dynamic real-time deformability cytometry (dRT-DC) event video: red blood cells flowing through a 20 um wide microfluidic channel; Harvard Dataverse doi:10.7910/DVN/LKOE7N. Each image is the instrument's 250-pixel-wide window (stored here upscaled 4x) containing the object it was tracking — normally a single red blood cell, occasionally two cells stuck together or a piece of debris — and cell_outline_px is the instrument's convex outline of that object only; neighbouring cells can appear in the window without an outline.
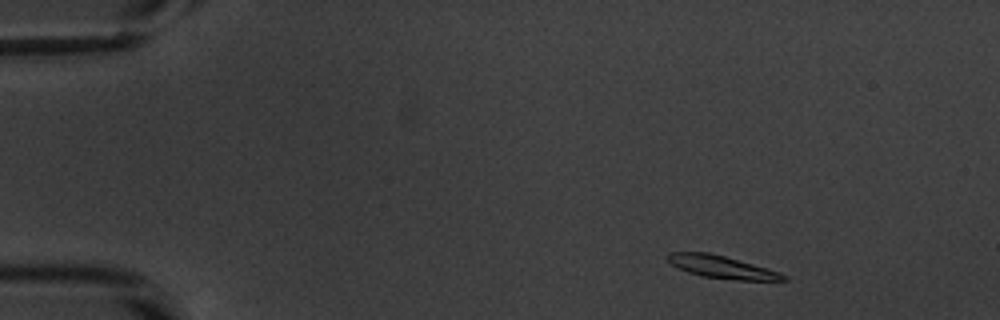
{"species": "common noctule bat (a hibernating species)", "species_latin": "Nyctalus noctula", "temperature_condition": "warm", "stored_images_in_passage": 49, "camera_frame_rate_fps": 3000, "um_per_image_px": 0.085, "animal": {"sex": "male", "body_mass_g": 20.1, "forearm_length_mm": 53.5}, "frame": {"image": 1, "passage_image": 3, "time_ms": 0.667, "image_size_px": [1000, 320], "cell_outline_px": [[788, 280], [736, 280], [700, 276], [688, 272], [672, 264], [668, 260], [668, 252], [708, 252], [724, 256], [768, 268], [780, 272], [788, 276]], "centroid_in_image_um": [61.38, 22.7], "position_along_channel_um": 23.6, "area_um2": 15.09}}
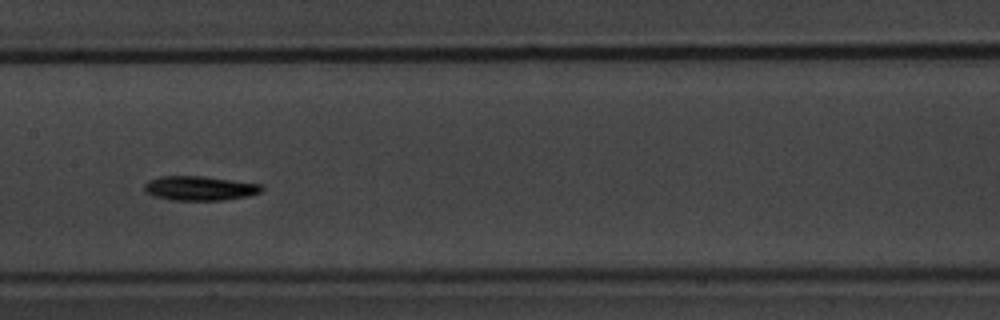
{"frame": {"image": 2, "passage_image": 23, "time_ms": 7.333, "image_size_px": [1000, 320], "cell_outline_px": [[264, 188], [260, 192], [248, 196], [224, 200], [172, 200], [152, 196], [144, 192], [144, 184], [148, 180], [160, 176], [204, 176], [264, 184]], "centroid_in_image_um": [16.97, 16.0], "position_along_channel_um": 190.4, "area_um2": 16.94}}
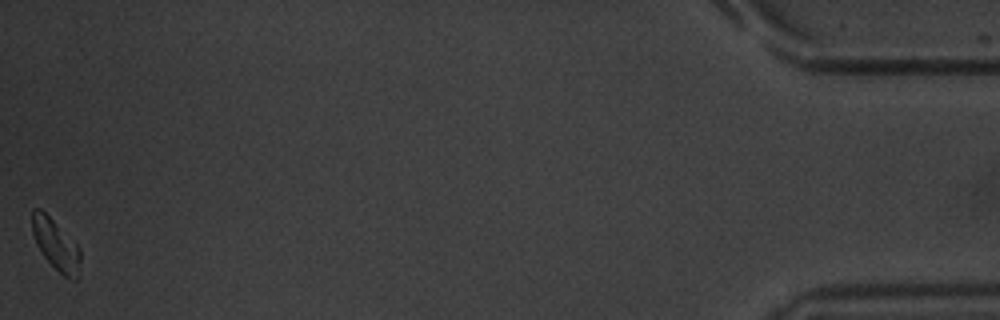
{"frame": {"image": 3, "passage_image": 49, "time_ms": 16.0, "image_size_px": [1000, 320], "cell_outline_px": [[80, 276], [76, 280], [72, 280], [64, 276], [44, 256], [36, 244], [32, 232], [32, 208], [40, 208], [80, 248]], "centroid_in_image_um": [4.76, 20.83], "position_along_channel_um": 430.4, "area_um2": 14.05}, "authors_computed_cell_mechanics": {"area_um2": 15.5482, "velocity_mm_per_s": 3.8105, "shape_relaxation_time_tau1_ms": 5.7982, "shape_relaxation_time_tau2_ms": null, "deformation_change_tau1": 0.2024, "deformation_change_tau2": null}}